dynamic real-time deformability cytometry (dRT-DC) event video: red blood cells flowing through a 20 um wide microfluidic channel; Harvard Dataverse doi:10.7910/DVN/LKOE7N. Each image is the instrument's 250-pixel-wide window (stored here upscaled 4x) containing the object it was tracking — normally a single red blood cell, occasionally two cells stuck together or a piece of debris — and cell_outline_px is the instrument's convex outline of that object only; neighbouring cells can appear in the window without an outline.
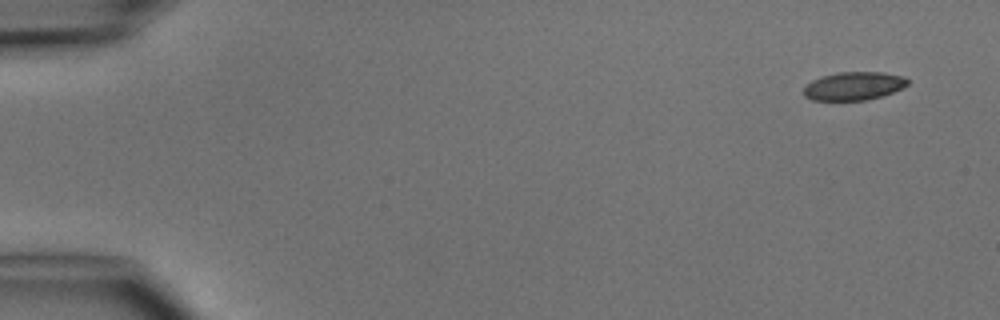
{"species": "common noctule bat (a hibernating species)", "species_latin": "Nyctalus noctula", "temperature_condition": "cold", "stored_images_in_passage": 5, "camera_frame_rate_fps": 3000, "um_per_image_px": 0.085, "animal": {"sex": "male", "body_mass_g": 15.6}, "frame": {"image": 1, "passage_image": 1, "time_ms": 0.0, "image_size_px": [1000, 320], "cell_outline_px": [[908, 84], [904, 88], [868, 100], [812, 100], [804, 96], [804, 88], [812, 80], [824, 76], [840, 72], [884, 72], [904, 76], [908, 80]], "centroid_in_image_um": [72.6, 7.31], "position_along_channel_um": 12.4, "area_um2": 17.05}}
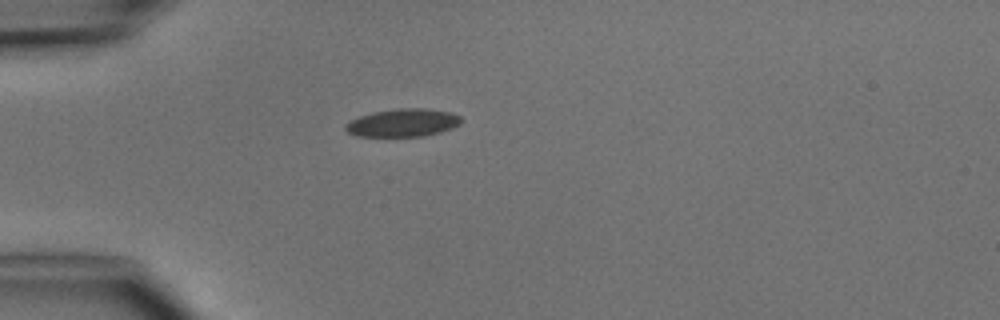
{"frame": {"image": 2, "passage_image": 4, "time_ms": 3.667, "image_size_px": [1000, 320], "cell_outline_px": [[464, 120], [460, 124], [452, 128], [440, 132], [424, 136], [356, 136], [348, 132], [344, 128], [344, 124], [348, 120], [372, 112], [396, 108], [424, 108], [452, 112], [460, 116]], "centroid_in_image_um": [34.24, 10.42], "position_along_channel_um": 50.8, "area_um2": 19.07}}